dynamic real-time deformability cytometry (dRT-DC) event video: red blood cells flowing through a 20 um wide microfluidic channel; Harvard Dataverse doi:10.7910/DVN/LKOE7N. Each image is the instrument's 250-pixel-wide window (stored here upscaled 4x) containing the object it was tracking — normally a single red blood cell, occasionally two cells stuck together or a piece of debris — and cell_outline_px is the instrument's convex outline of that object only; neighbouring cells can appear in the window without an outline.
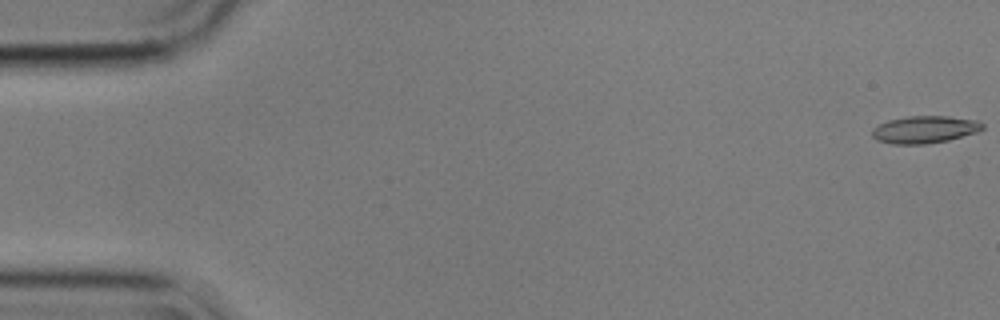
{"species": "common noctule bat (a hibernating species)", "species_latin": "Nyctalus noctula", "temperature_condition": "cold", "stored_images_in_passage": 18, "camera_frame_rate_fps": 3000, "um_per_image_px": 0.085, "animal": {"sex": "male", "body_mass_g": 17.9}, "frame": {"image": 1, "passage_image": 1, "time_ms": 0.0, "image_size_px": [1000, 320], "cell_outline_px": [[984, 128], [976, 132], [948, 140], [924, 144], [892, 144], [876, 140], [872, 136], [872, 128], [888, 120], [908, 116], [948, 116], [980, 120], [984, 124]], "centroid_in_image_um": [78.6, 11.0], "position_along_channel_um": 6.4, "area_um2": 17.63}}
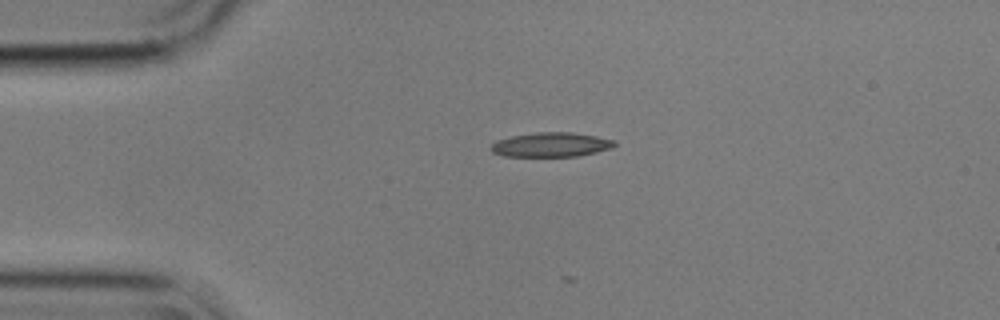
{"frame": {"image": 2, "passage_image": 13, "time_ms": 4.0, "image_size_px": [1000, 320], "cell_outline_px": [[616, 144], [612, 148], [596, 152], [576, 156], [504, 156], [492, 152], [488, 148], [496, 140], [512, 136], [536, 132], [572, 132], [596, 136], [616, 140]], "centroid_in_image_um": [46.83, 12.29], "position_along_channel_um": 38.2, "area_um2": 17.63}}